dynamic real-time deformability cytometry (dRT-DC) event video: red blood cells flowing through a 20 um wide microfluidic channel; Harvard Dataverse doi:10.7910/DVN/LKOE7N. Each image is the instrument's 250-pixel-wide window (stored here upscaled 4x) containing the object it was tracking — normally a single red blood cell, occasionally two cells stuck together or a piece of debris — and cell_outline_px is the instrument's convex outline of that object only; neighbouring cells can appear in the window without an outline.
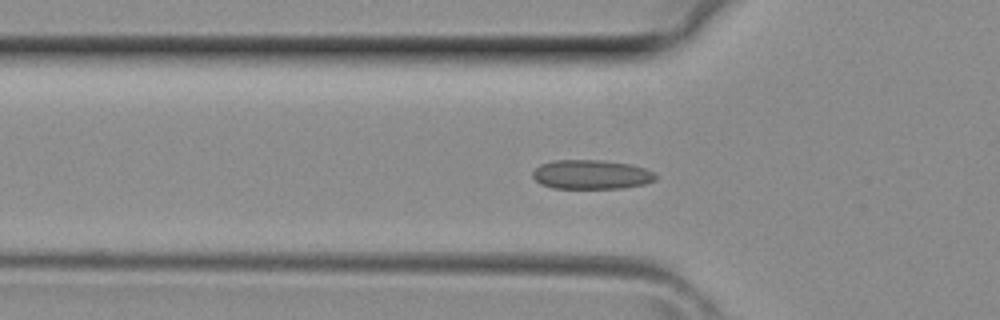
{"species": "common noctule bat (a hibernating species)", "species_latin": "Nyctalus noctula", "temperature_condition": "room temperature", "stored_images_in_passage": 35, "segment_of_instrument_passage": [1, 2], "camera_frame_rate_fps": 3000, "um_per_image_px": 0.085, "animal": {"sex": "female", "body_mass_g": 29.2, "forearm_length_mm": 56.3}, "frame": {"image": 1, "passage_image": 7, "time_ms": 2.0, "image_size_px": [1000, 320], "cell_outline_px": [[656, 180], [644, 184], [620, 188], [552, 188], [540, 184], [532, 176], [532, 172], [540, 164], [552, 160], [604, 160], [632, 164], [644, 168], [652, 172], [656, 176]], "centroid_in_image_um": [50.24, 14.83], "position_along_channel_um": 75.6, "area_um2": 21.04}}
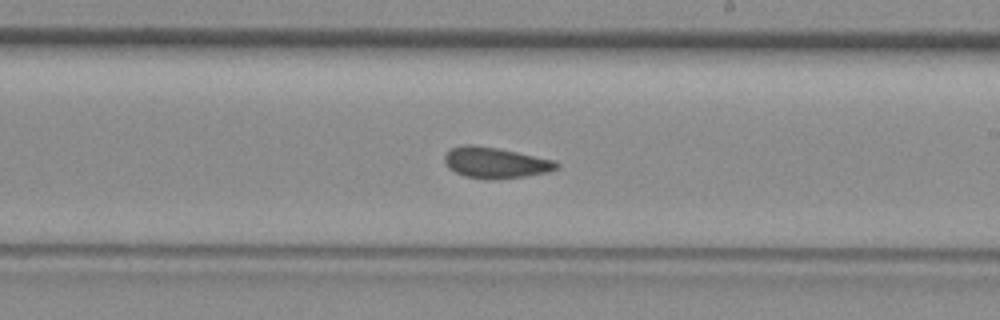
{"frame": {"image": 2, "passage_image": 17, "time_ms": 5.333, "image_size_px": [1000, 320], "cell_outline_px": [[560, 168], [548, 172], [524, 176], [488, 180], [464, 176], [448, 168], [444, 160], [444, 156], [448, 148], [464, 144], [472, 144], [496, 148], [556, 160], [560, 164]], "centroid_in_image_um": [42.1, 13.82], "position_along_channel_um": 246.9, "area_um2": 20.35}}
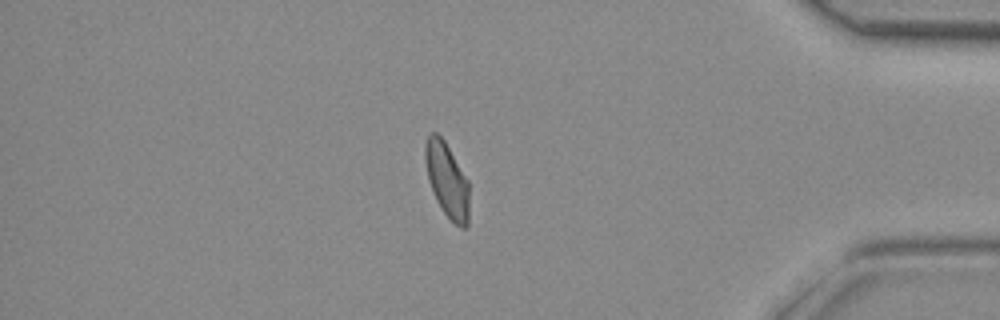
{"frame": {"image": 3, "passage_image": 28, "time_ms": 9.0, "image_size_px": [1000, 320], "cell_outline_px": [[468, 224], [464, 228], [460, 228], [444, 212], [436, 200], [432, 192], [428, 180], [424, 156], [424, 148], [428, 136], [432, 132], [436, 132], [444, 140], [468, 180]], "centroid_in_image_um": [37.98, 15.29], "position_along_channel_um": 397.2, "area_um2": 18.96}}